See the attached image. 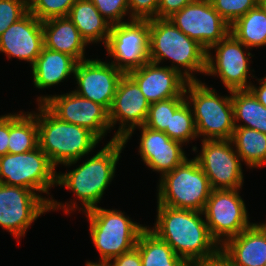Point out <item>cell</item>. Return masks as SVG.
<instances>
[{"label": "cell", "mask_w": 266, "mask_h": 266, "mask_svg": "<svg viewBox=\"0 0 266 266\" xmlns=\"http://www.w3.org/2000/svg\"><path fill=\"white\" fill-rule=\"evenodd\" d=\"M136 129L141 130L140 139H138L140 140L138 153L141 161L153 172H158L159 178L173 171L188 158L183 148L184 144L170 139L165 132L154 130L144 125L132 129L122 139L125 146Z\"/></svg>", "instance_id": "18"}, {"label": "cell", "mask_w": 266, "mask_h": 266, "mask_svg": "<svg viewBox=\"0 0 266 266\" xmlns=\"http://www.w3.org/2000/svg\"><path fill=\"white\" fill-rule=\"evenodd\" d=\"M207 50L180 31L169 19L149 20V61L177 70L188 81L206 73ZM166 60V61H165Z\"/></svg>", "instance_id": "3"}, {"label": "cell", "mask_w": 266, "mask_h": 266, "mask_svg": "<svg viewBox=\"0 0 266 266\" xmlns=\"http://www.w3.org/2000/svg\"><path fill=\"white\" fill-rule=\"evenodd\" d=\"M76 64L77 61L70 55L43 47L31 67L35 88L44 90L64 82L74 76Z\"/></svg>", "instance_id": "23"}, {"label": "cell", "mask_w": 266, "mask_h": 266, "mask_svg": "<svg viewBox=\"0 0 266 266\" xmlns=\"http://www.w3.org/2000/svg\"><path fill=\"white\" fill-rule=\"evenodd\" d=\"M136 248L139 250L142 266H185L187 264L148 226L141 232Z\"/></svg>", "instance_id": "28"}, {"label": "cell", "mask_w": 266, "mask_h": 266, "mask_svg": "<svg viewBox=\"0 0 266 266\" xmlns=\"http://www.w3.org/2000/svg\"><path fill=\"white\" fill-rule=\"evenodd\" d=\"M111 63L127 74L149 61V20L132 19L111 25L105 44Z\"/></svg>", "instance_id": "12"}, {"label": "cell", "mask_w": 266, "mask_h": 266, "mask_svg": "<svg viewBox=\"0 0 266 266\" xmlns=\"http://www.w3.org/2000/svg\"><path fill=\"white\" fill-rule=\"evenodd\" d=\"M56 167L39 146L29 152L0 156V183L28 188L50 204V189L57 185ZM46 194L43 197L41 194ZM50 195V196H49Z\"/></svg>", "instance_id": "8"}, {"label": "cell", "mask_w": 266, "mask_h": 266, "mask_svg": "<svg viewBox=\"0 0 266 266\" xmlns=\"http://www.w3.org/2000/svg\"><path fill=\"white\" fill-rule=\"evenodd\" d=\"M125 147L122 140L107 141L102 149L93 156H87L88 158L82 164L76 165L81 159L63 164L68 168L73 166L74 169L64 173L57 172L56 187H66V190L75 194L73 195L75 199L62 203L54 198L49 204V211L63 209L62 211L69 215L77 209L85 213L98 207L105 190L109 189L108 186L115 177L117 164ZM76 200L81 203L78 205Z\"/></svg>", "instance_id": "1"}, {"label": "cell", "mask_w": 266, "mask_h": 266, "mask_svg": "<svg viewBox=\"0 0 266 266\" xmlns=\"http://www.w3.org/2000/svg\"><path fill=\"white\" fill-rule=\"evenodd\" d=\"M27 4H29L32 0H24Z\"/></svg>", "instance_id": "44"}, {"label": "cell", "mask_w": 266, "mask_h": 266, "mask_svg": "<svg viewBox=\"0 0 266 266\" xmlns=\"http://www.w3.org/2000/svg\"><path fill=\"white\" fill-rule=\"evenodd\" d=\"M242 189L212 190L203 210L211 237L221 246L226 240L251 227Z\"/></svg>", "instance_id": "10"}, {"label": "cell", "mask_w": 266, "mask_h": 266, "mask_svg": "<svg viewBox=\"0 0 266 266\" xmlns=\"http://www.w3.org/2000/svg\"><path fill=\"white\" fill-rule=\"evenodd\" d=\"M77 0H32L29 12L41 22L60 17H68L71 7Z\"/></svg>", "instance_id": "32"}, {"label": "cell", "mask_w": 266, "mask_h": 266, "mask_svg": "<svg viewBox=\"0 0 266 266\" xmlns=\"http://www.w3.org/2000/svg\"><path fill=\"white\" fill-rule=\"evenodd\" d=\"M185 101V97H173L151 103L144 126L164 132L170 128L171 114Z\"/></svg>", "instance_id": "31"}, {"label": "cell", "mask_w": 266, "mask_h": 266, "mask_svg": "<svg viewBox=\"0 0 266 266\" xmlns=\"http://www.w3.org/2000/svg\"><path fill=\"white\" fill-rule=\"evenodd\" d=\"M47 212H50L49 204L40 194L0 183V227L19 243L32 223Z\"/></svg>", "instance_id": "13"}, {"label": "cell", "mask_w": 266, "mask_h": 266, "mask_svg": "<svg viewBox=\"0 0 266 266\" xmlns=\"http://www.w3.org/2000/svg\"><path fill=\"white\" fill-rule=\"evenodd\" d=\"M230 140L248 168H262L266 165V134L255 129L235 127Z\"/></svg>", "instance_id": "27"}, {"label": "cell", "mask_w": 266, "mask_h": 266, "mask_svg": "<svg viewBox=\"0 0 266 266\" xmlns=\"http://www.w3.org/2000/svg\"><path fill=\"white\" fill-rule=\"evenodd\" d=\"M156 221L148 228L171 246L187 264L214 256L219 244L211 237L201 211L171 208L157 204Z\"/></svg>", "instance_id": "2"}, {"label": "cell", "mask_w": 266, "mask_h": 266, "mask_svg": "<svg viewBox=\"0 0 266 266\" xmlns=\"http://www.w3.org/2000/svg\"><path fill=\"white\" fill-rule=\"evenodd\" d=\"M258 80L259 86L257 84L251 83L249 90L253 93V95L257 98V100L266 107V78L255 77Z\"/></svg>", "instance_id": "40"}, {"label": "cell", "mask_w": 266, "mask_h": 266, "mask_svg": "<svg viewBox=\"0 0 266 266\" xmlns=\"http://www.w3.org/2000/svg\"><path fill=\"white\" fill-rule=\"evenodd\" d=\"M180 31L208 50L230 33V25L210 0H196L168 18Z\"/></svg>", "instance_id": "15"}, {"label": "cell", "mask_w": 266, "mask_h": 266, "mask_svg": "<svg viewBox=\"0 0 266 266\" xmlns=\"http://www.w3.org/2000/svg\"><path fill=\"white\" fill-rule=\"evenodd\" d=\"M106 263L109 266H142L141 256L136 247L107 261Z\"/></svg>", "instance_id": "38"}, {"label": "cell", "mask_w": 266, "mask_h": 266, "mask_svg": "<svg viewBox=\"0 0 266 266\" xmlns=\"http://www.w3.org/2000/svg\"><path fill=\"white\" fill-rule=\"evenodd\" d=\"M214 9L229 24L244 16L258 2L256 0H210Z\"/></svg>", "instance_id": "33"}, {"label": "cell", "mask_w": 266, "mask_h": 266, "mask_svg": "<svg viewBox=\"0 0 266 266\" xmlns=\"http://www.w3.org/2000/svg\"><path fill=\"white\" fill-rule=\"evenodd\" d=\"M36 101L44 104L60 120L89 129L101 141L111 131L109 111L73 90L60 95L41 94Z\"/></svg>", "instance_id": "14"}, {"label": "cell", "mask_w": 266, "mask_h": 266, "mask_svg": "<svg viewBox=\"0 0 266 266\" xmlns=\"http://www.w3.org/2000/svg\"><path fill=\"white\" fill-rule=\"evenodd\" d=\"M89 221L91 241L99 252L97 262H107L136 247L147 225L132 220L117 209L96 207L84 213Z\"/></svg>", "instance_id": "6"}, {"label": "cell", "mask_w": 266, "mask_h": 266, "mask_svg": "<svg viewBox=\"0 0 266 266\" xmlns=\"http://www.w3.org/2000/svg\"><path fill=\"white\" fill-rule=\"evenodd\" d=\"M99 13L111 24L132 20L129 13V0H90ZM128 15V16H127ZM127 16L126 20L124 17Z\"/></svg>", "instance_id": "34"}, {"label": "cell", "mask_w": 266, "mask_h": 266, "mask_svg": "<svg viewBox=\"0 0 266 266\" xmlns=\"http://www.w3.org/2000/svg\"><path fill=\"white\" fill-rule=\"evenodd\" d=\"M127 74L137 83L150 104L173 97H185L188 80L167 65L148 61Z\"/></svg>", "instance_id": "20"}, {"label": "cell", "mask_w": 266, "mask_h": 266, "mask_svg": "<svg viewBox=\"0 0 266 266\" xmlns=\"http://www.w3.org/2000/svg\"><path fill=\"white\" fill-rule=\"evenodd\" d=\"M37 106L31 112L37 119L39 148L55 167L95 152L101 140L93 132L60 120L44 104Z\"/></svg>", "instance_id": "4"}, {"label": "cell", "mask_w": 266, "mask_h": 266, "mask_svg": "<svg viewBox=\"0 0 266 266\" xmlns=\"http://www.w3.org/2000/svg\"><path fill=\"white\" fill-rule=\"evenodd\" d=\"M150 103L141 92L137 83L124 74L119 81L112 105L109 109L111 130L116 128L110 142L122 140L132 129L146 122Z\"/></svg>", "instance_id": "17"}, {"label": "cell", "mask_w": 266, "mask_h": 266, "mask_svg": "<svg viewBox=\"0 0 266 266\" xmlns=\"http://www.w3.org/2000/svg\"><path fill=\"white\" fill-rule=\"evenodd\" d=\"M8 143L11 154L26 153L39 146L37 119L32 112L9 113Z\"/></svg>", "instance_id": "25"}, {"label": "cell", "mask_w": 266, "mask_h": 266, "mask_svg": "<svg viewBox=\"0 0 266 266\" xmlns=\"http://www.w3.org/2000/svg\"><path fill=\"white\" fill-rule=\"evenodd\" d=\"M201 150L192 146L194 157L208 177L213 190L242 189V161L231 140H201ZM198 152V154H197Z\"/></svg>", "instance_id": "11"}, {"label": "cell", "mask_w": 266, "mask_h": 266, "mask_svg": "<svg viewBox=\"0 0 266 266\" xmlns=\"http://www.w3.org/2000/svg\"><path fill=\"white\" fill-rule=\"evenodd\" d=\"M231 99L235 127L255 129L266 134V107L253 93L250 90H234L231 91Z\"/></svg>", "instance_id": "26"}, {"label": "cell", "mask_w": 266, "mask_h": 266, "mask_svg": "<svg viewBox=\"0 0 266 266\" xmlns=\"http://www.w3.org/2000/svg\"><path fill=\"white\" fill-rule=\"evenodd\" d=\"M29 12L24 0H0V36Z\"/></svg>", "instance_id": "35"}, {"label": "cell", "mask_w": 266, "mask_h": 266, "mask_svg": "<svg viewBox=\"0 0 266 266\" xmlns=\"http://www.w3.org/2000/svg\"><path fill=\"white\" fill-rule=\"evenodd\" d=\"M230 32L249 49L266 46V14L256 5L230 25Z\"/></svg>", "instance_id": "29"}, {"label": "cell", "mask_w": 266, "mask_h": 266, "mask_svg": "<svg viewBox=\"0 0 266 266\" xmlns=\"http://www.w3.org/2000/svg\"><path fill=\"white\" fill-rule=\"evenodd\" d=\"M185 266H197L196 264H186Z\"/></svg>", "instance_id": "43"}, {"label": "cell", "mask_w": 266, "mask_h": 266, "mask_svg": "<svg viewBox=\"0 0 266 266\" xmlns=\"http://www.w3.org/2000/svg\"><path fill=\"white\" fill-rule=\"evenodd\" d=\"M44 47L65 53L77 62L88 59V46L69 17L52 18L42 22Z\"/></svg>", "instance_id": "22"}, {"label": "cell", "mask_w": 266, "mask_h": 266, "mask_svg": "<svg viewBox=\"0 0 266 266\" xmlns=\"http://www.w3.org/2000/svg\"><path fill=\"white\" fill-rule=\"evenodd\" d=\"M228 93L221 96L201 80L187 82L184 94L193 112L198 139H231L235 125L231 91Z\"/></svg>", "instance_id": "5"}, {"label": "cell", "mask_w": 266, "mask_h": 266, "mask_svg": "<svg viewBox=\"0 0 266 266\" xmlns=\"http://www.w3.org/2000/svg\"><path fill=\"white\" fill-rule=\"evenodd\" d=\"M249 50L230 32L207 50L205 75L220 78L227 91L249 90L255 77L254 69H250L254 55Z\"/></svg>", "instance_id": "9"}, {"label": "cell", "mask_w": 266, "mask_h": 266, "mask_svg": "<svg viewBox=\"0 0 266 266\" xmlns=\"http://www.w3.org/2000/svg\"><path fill=\"white\" fill-rule=\"evenodd\" d=\"M44 47L42 22L28 12L0 36V53L8 60L17 58L32 67Z\"/></svg>", "instance_id": "19"}, {"label": "cell", "mask_w": 266, "mask_h": 266, "mask_svg": "<svg viewBox=\"0 0 266 266\" xmlns=\"http://www.w3.org/2000/svg\"><path fill=\"white\" fill-rule=\"evenodd\" d=\"M85 266H109L106 262H91L90 260L86 261Z\"/></svg>", "instance_id": "41"}, {"label": "cell", "mask_w": 266, "mask_h": 266, "mask_svg": "<svg viewBox=\"0 0 266 266\" xmlns=\"http://www.w3.org/2000/svg\"><path fill=\"white\" fill-rule=\"evenodd\" d=\"M196 0H160L157 9V18L168 19L174 13L180 11L187 4Z\"/></svg>", "instance_id": "37"}, {"label": "cell", "mask_w": 266, "mask_h": 266, "mask_svg": "<svg viewBox=\"0 0 266 266\" xmlns=\"http://www.w3.org/2000/svg\"><path fill=\"white\" fill-rule=\"evenodd\" d=\"M157 186V204L201 212L213 190L194 157L164 174Z\"/></svg>", "instance_id": "7"}, {"label": "cell", "mask_w": 266, "mask_h": 266, "mask_svg": "<svg viewBox=\"0 0 266 266\" xmlns=\"http://www.w3.org/2000/svg\"><path fill=\"white\" fill-rule=\"evenodd\" d=\"M164 132L170 139L184 145L192 143V140L195 141L198 138L193 112L186 101L171 114L170 128H167Z\"/></svg>", "instance_id": "30"}, {"label": "cell", "mask_w": 266, "mask_h": 266, "mask_svg": "<svg viewBox=\"0 0 266 266\" xmlns=\"http://www.w3.org/2000/svg\"><path fill=\"white\" fill-rule=\"evenodd\" d=\"M262 11L266 14V0H260L257 4Z\"/></svg>", "instance_id": "42"}, {"label": "cell", "mask_w": 266, "mask_h": 266, "mask_svg": "<svg viewBox=\"0 0 266 266\" xmlns=\"http://www.w3.org/2000/svg\"><path fill=\"white\" fill-rule=\"evenodd\" d=\"M220 250L234 266H264L266 262V224L254 223L239 235L226 240Z\"/></svg>", "instance_id": "21"}, {"label": "cell", "mask_w": 266, "mask_h": 266, "mask_svg": "<svg viewBox=\"0 0 266 266\" xmlns=\"http://www.w3.org/2000/svg\"><path fill=\"white\" fill-rule=\"evenodd\" d=\"M160 0H129L131 19L151 20L157 18Z\"/></svg>", "instance_id": "36"}, {"label": "cell", "mask_w": 266, "mask_h": 266, "mask_svg": "<svg viewBox=\"0 0 266 266\" xmlns=\"http://www.w3.org/2000/svg\"><path fill=\"white\" fill-rule=\"evenodd\" d=\"M9 113L0 116V156L8 154Z\"/></svg>", "instance_id": "39"}, {"label": "cell", "mask_w": 266, "mask_h": 266, "mask_svg": "<svg viewBox=\"0 0 266 266\" xmlns=\"http://www.w3.org/2000/svg\"><path fill=\"white\" fill-rule=\"evenodd\" d=\"M107 61L89 58L77 62L73 77L77 86L73 91L109 111L119 81L125 73Z\"/></svg>", "instance_id": "16"}, {"label": "cell", "mask_w": 266, "mask_h": 266, "mask_svg": "<svg viewBox=\"0 0 266 266\" xmlns=\"http://www.w3.org/2000/svg\"><path fill=\"white\" fill-rule=\"evenodd\" d=\"M68 17L89 46L101 42L105 46L110 35L111 24L90 0H77L71 7Z\"/></svg>", "instance_id": "24"}]
</instances>
